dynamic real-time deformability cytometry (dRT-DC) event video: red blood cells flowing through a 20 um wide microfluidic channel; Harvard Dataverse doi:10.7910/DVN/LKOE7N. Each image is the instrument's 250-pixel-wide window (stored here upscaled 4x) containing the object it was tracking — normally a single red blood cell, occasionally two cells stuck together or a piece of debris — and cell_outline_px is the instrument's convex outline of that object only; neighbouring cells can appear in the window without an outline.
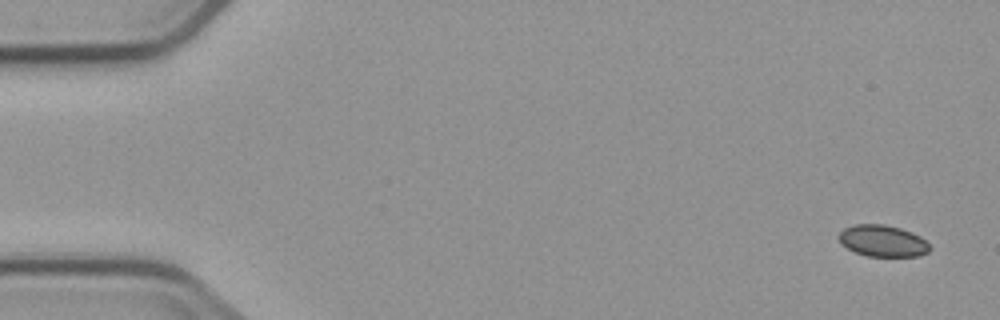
{"species": "common noctule bat (a hibernating species)", "species_latin": "Nyctalus noctula", "temperature_condition": "cold", "stored_images_in_passage": 5, "camera_frame_rate_fps": 3000, "um_per_image_px": 0.085, "animal": {"sex": "male", "body_mass_g": 23.1, "forearm_length_mm": 52.7}, "frame": {"image": 1, "passage_image": 1, "time_ms": 0.0, "image_size_px": [1000, 320], "cell_outline_px": [[932, 248], [928, 252], [920, 256], [868, 256], [856, 252], [848, 248], [836, 236], [844, 228], [856, 224], [884, 224], [900, 228], [912, 232], [920, 236]], "centroid_in_image_um": [75.05, 20.47], "position_along_channel_um": 10.0, "area_um2": 16.65}}